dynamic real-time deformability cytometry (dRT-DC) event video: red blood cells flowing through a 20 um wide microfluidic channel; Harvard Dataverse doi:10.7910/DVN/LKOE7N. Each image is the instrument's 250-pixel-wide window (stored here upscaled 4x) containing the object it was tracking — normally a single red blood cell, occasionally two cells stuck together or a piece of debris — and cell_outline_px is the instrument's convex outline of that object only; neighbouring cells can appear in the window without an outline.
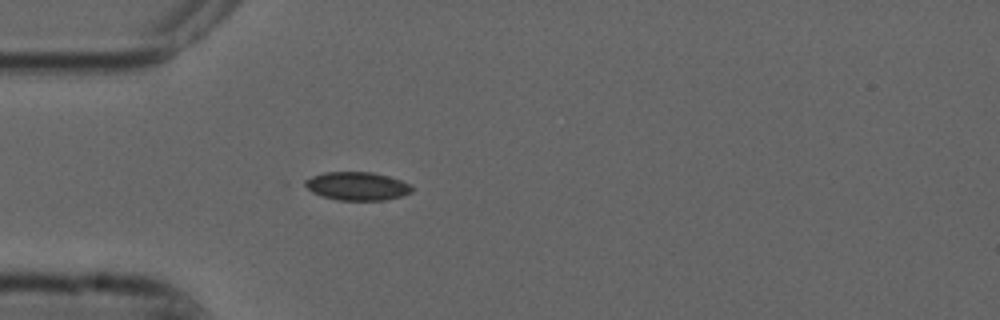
{"species": "common noctule bat (a hibernating species)", "species_latin": "Nyctalus noctula", "temperature_condition": "cold", "stored_images_in_passage": 3, "camera_frame_rate_fps": 3000, "um_per_image_px": 0.085, "animal": {"sex": "male", "forearm_length_mm": 52.5}, "frame": {"image": 1, "passage_image": 3, "time_ms": 0.667, "image_size_px": [1000, 320], "cell_outline_px": [[412, 192], [400, 196], [384, 200], [340, 200], [324, 196], [312, 192], [300, 184], [304, 180], [312, 176], [324, 172], [372, 172], [388, 176], [400, 180], [408, 184], [412, 188]], "centroid_in_image_um": [30.29, 15.81], "position_along_channel_um": 54.7, "area_um2": 17.57}}